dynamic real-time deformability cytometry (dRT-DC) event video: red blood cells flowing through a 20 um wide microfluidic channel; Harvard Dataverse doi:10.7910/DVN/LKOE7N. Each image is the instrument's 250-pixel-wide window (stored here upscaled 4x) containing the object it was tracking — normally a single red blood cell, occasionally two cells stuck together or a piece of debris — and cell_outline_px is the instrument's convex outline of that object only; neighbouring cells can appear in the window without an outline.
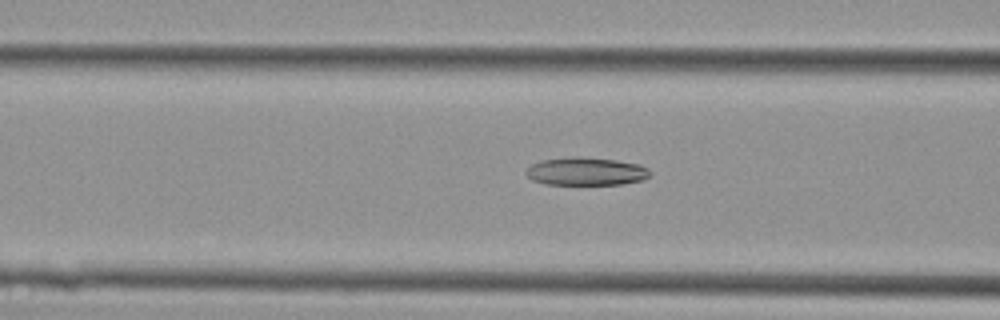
{"species": "Egyptian fruit bat (a non-hibernating species)", "species_latin": "Rousettus aegyptiacus", "temperature_condition": "cold", "stored_images_in_passage": 32, "camera_frame_rate_fps": 3000, "um_per_image_px": 0.085, "animal": {"sex": "female"}, "frame": {"image": 1, "passage_image": 6, "time_ms": 1.667, "image_size_px": [1000, 320], "cell_outline_px": [[652, 176], [644, 180], [620, 184], [544, 184], [532, 180], [524, 172], [532, 164], [544, 160], [576, 156], [616, 160], [640, 164], [648, 168], [652, 172]], "centroid_in_image_um": [49.87, 14.57], "position_along_channel_um": 116.7, "area_um2": 20.29}}
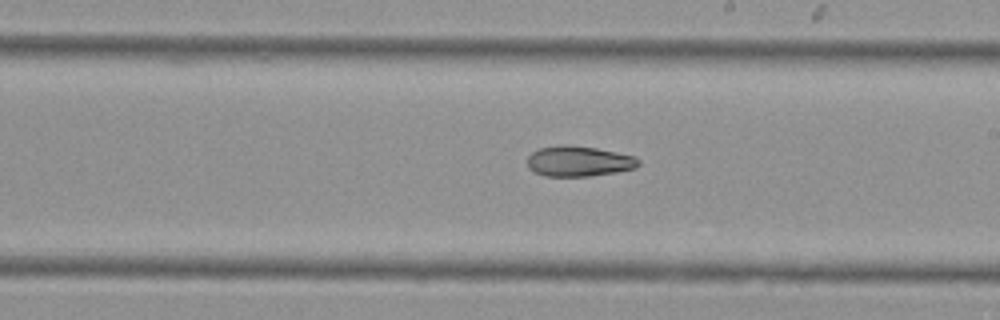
{"frame": {"image": 2, "passage_image": 14, "time_ms": 4.333, "image_size_px": [1000, 320], "cell_outline_px": [[640, 164], [636, 168], [616, 172], [588, 176], [544, 176], [532, 172], [528, 168], [528, 156], [532, 152], [540, 148], [560, 144], [568, 144], [596, 148], [636, 156], [640, 160]], "centroid_in_image_um": [49.19, 13.7], "position_along_channel_um": 239.8, "area_um2": 19.94}}
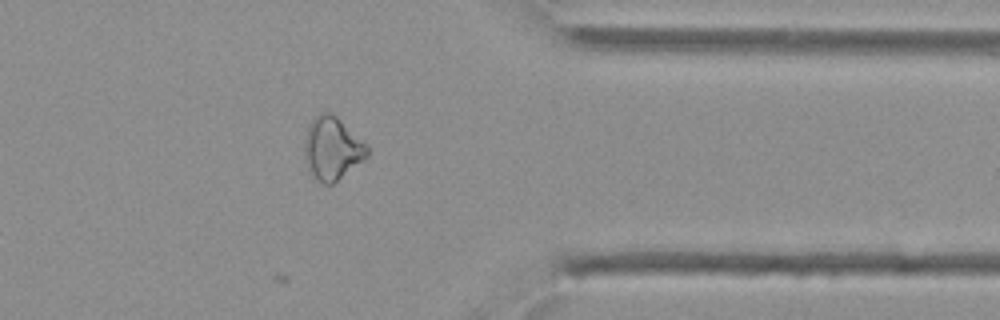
{"frame": {"image": 3, "passage_image": 24, "time_ms": 7.667, "image_size_px": [1000, 320], "cell_outline_px": [[368, 156], [332, 184], [324, 184], [308, 176], [304, 156], [304, 140], [308, 124], [320, 112], [328, 112], [336, 116], [368, 144]], "centroid_in_image_um": [28.19, 12.63], "position_along_channel_um": 383.2, "area_um2": 23.29}}